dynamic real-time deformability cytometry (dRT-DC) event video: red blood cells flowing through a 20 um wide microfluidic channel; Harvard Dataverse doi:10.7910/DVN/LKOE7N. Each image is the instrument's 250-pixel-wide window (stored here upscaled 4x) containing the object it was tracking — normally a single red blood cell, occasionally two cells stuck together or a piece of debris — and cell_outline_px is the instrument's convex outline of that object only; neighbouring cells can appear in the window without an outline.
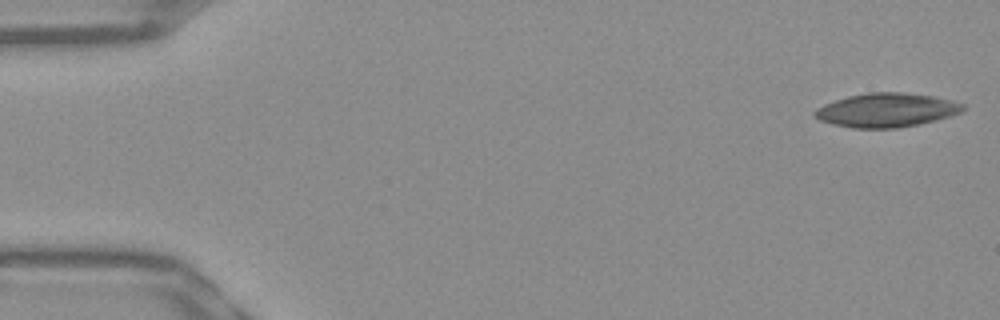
{"species": "Egyptian fruit bat (a non-hibernating species)", "species_latin": "Rousettus aegyptiacus", "temperature_condition": "warm", "stored_images_in_passage": 3, "camera_frame_rate_fps": 3000, "um_per_image_px": 0.085, "frame": {"image": 1, "passage_image": 1, "time_ms": 0.0, "image_size_px": [1000, 320], "cell_outline_px": [[964, 108], [960, 112], [936, 120], [920, 124], [896, 128], [852, 128], [832, 124], [820, 120], [812, 116], [812, 112], [816, 108], [824, 104], [848, 96], [868, 92], [900, 92], [932, 96], [964, 104]], "centroid_in_image_um": [75.28, 9.36], "position_along_channel_um": 9.7, "area_um2": 29.19}}